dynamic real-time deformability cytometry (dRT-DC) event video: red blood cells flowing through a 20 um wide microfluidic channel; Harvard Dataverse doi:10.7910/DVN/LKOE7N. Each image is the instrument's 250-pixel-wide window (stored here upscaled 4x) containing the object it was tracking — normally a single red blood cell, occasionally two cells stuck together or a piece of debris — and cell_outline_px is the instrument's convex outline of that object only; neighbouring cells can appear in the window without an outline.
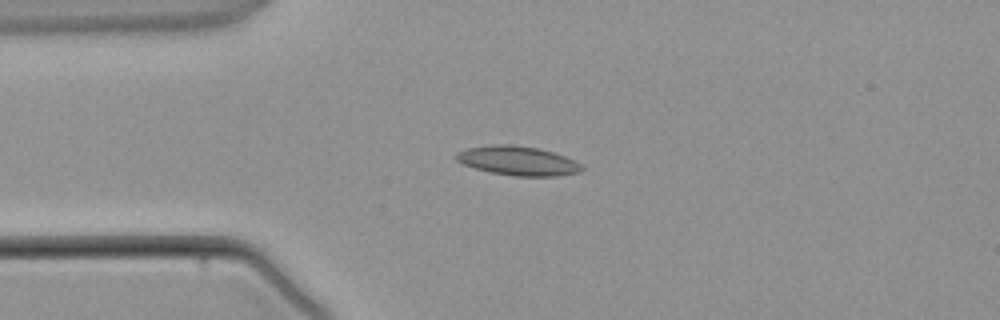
{"species": "common noctule bat (a hibernating species)", "species_latin": "Nyctalus noctula", "temperature_condition": "warm", "stored_images_in_passage": 3, "camera_frame_rate_fps": 3000, "um_per_image_px": 0.085, "animal": {"sex": "male", "body_mass_g": 21.5, "forearm_length_mm": 52.0}, "frame": {"image": 1, "passage_image": 3, "time_ms": 2.333, "image_size_px": [1000, 320], "cell_outline_px": [[584, 168], [580, 172], [556, 176], [512, 176], [492, 172], [476, 168], [464, 164], [456, 160], [452, 156], [456, 152], [468, 148], [492, 144], [512, 144], [540, 148], [564, 156], [580, 164]], "centroid_in_image_um": [43.98, 13.66], "position_along_channel_um": 41.0, "area_um2": 21.39}}